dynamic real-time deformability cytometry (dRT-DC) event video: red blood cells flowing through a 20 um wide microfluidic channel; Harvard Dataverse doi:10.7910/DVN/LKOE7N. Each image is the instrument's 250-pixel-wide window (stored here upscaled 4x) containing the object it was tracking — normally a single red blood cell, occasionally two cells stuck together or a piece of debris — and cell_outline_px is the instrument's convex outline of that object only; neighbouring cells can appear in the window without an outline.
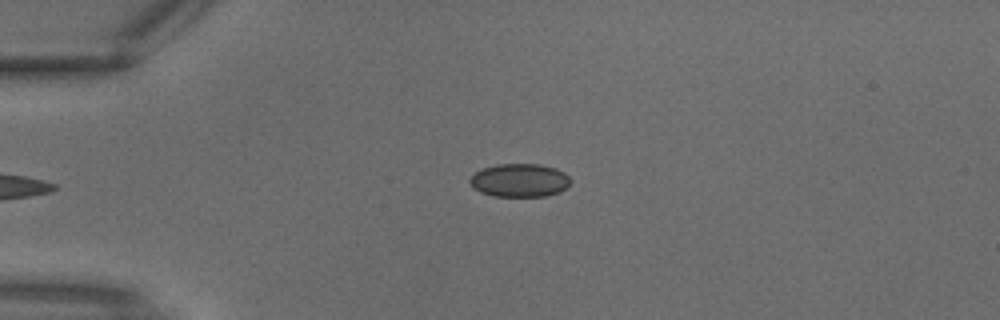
{"species": "common noctule bat (a hibernating species)", "species_latin": "Nyctalus noctula", "temperature_condition": "warm", "stored_images_in_passage": 3, "camera_frame_rate_fps": 3000, "um_per_image_px": 0.085, "animal": {"sex": "male", "body_mass_g": 18.8}, "frame": {"image": 1, "passage_image": 3, "time_ms": 0.667, "image_size_px": [1000, 320], "cell_outline_px": [[572, 180], [560, 192], [544, 196], [492, 196], [480, 192], [472, 188], [468, 180], [476, 172], [484, 168], [496, 164], [540, 164], [556, 168], [564, 172]], "centroid_in_image_um": [44.15, 15.32], "position_along_channel_um": 40.8, "area_um2": 19.59}}